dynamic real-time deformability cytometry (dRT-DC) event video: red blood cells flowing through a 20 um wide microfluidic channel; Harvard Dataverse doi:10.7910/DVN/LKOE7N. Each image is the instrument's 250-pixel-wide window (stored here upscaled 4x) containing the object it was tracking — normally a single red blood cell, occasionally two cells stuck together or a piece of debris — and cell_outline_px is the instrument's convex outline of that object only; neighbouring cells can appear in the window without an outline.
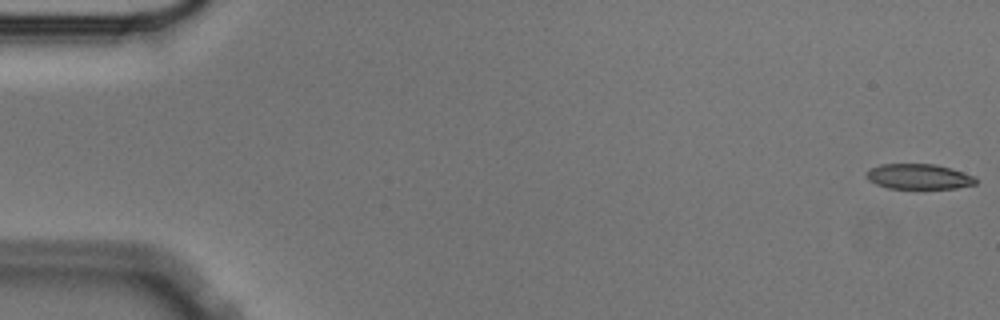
{"species": "Egyptian fruit bat (a non-hibernating species)", "species_latin": "Rousettus aegyptiacus", "temperature_condition": "cold", "stored_images_in_passage": 57, "camera_frame_rate_fps": 3000, "um_per_image_px": 0.085, "animal": {"sex": "male"}, "frame": {"image": 1, "passage_image": 1, "time_ms": 0.0, "image_size_px": [1000, 320], "cell_outline_px": [[976, 184], [956, 188], [888, 188], [876, 184], [868, 180], [864, 176], [872, 168], [880, 164], [936, 164], [952, 168], [976, 176]], "centroid_in_image_um": [78.12, 15.0], "position_along_channel_um": 6.9, "area_um2": 16.13}}
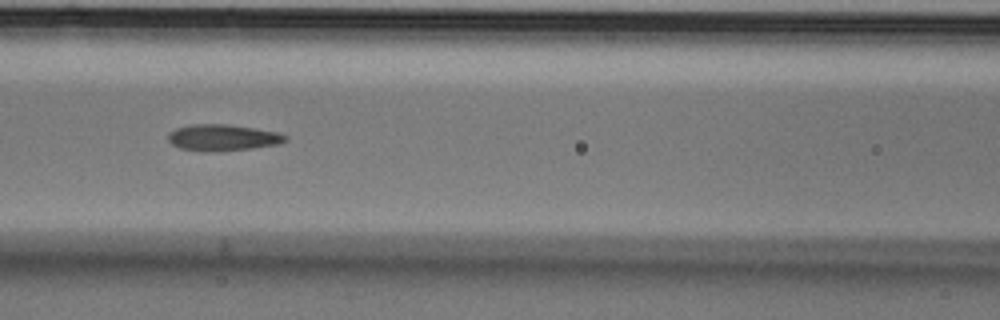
{"frame": {"image": 2, "passage_image": 25, "time_ms": 8.0, "image_size_px": [1000, 320], "cell_outline_px": [[288, 140], [276, 144], [252, 148], [220, 152], [200, 152], [180, 148], [172, 144], [168, 140], [168, 132], [176, 128], [192, 124], [228, 124], [256, 128], [276, 132], [288, 136]], "centroid_in_image_um": [18.9, 11.7], "position_along_channel_um": 147.7, "area_um2": 18.26}}
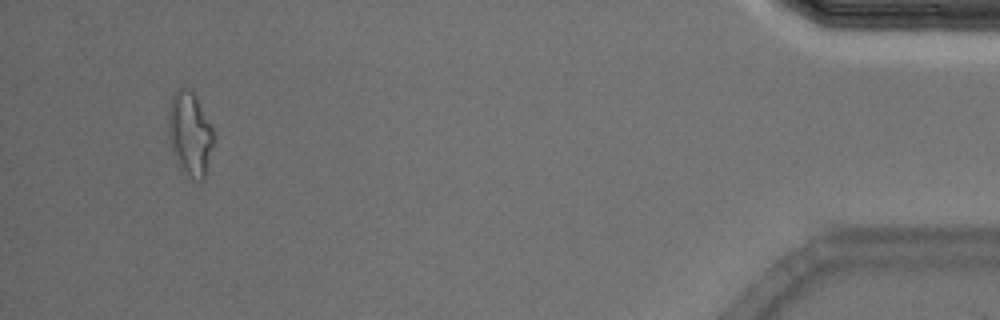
{"frame": {"image": 3, "passage_image": 54, "time_ms": 17.667, "image_size_px": [1000, 320], "cell_outline_px": [[216, 140], [208, 172], [204, 180], [192, 180], [180, 172], [172, 152], [168, 136], [168, 112], [172, 92], [180, 88], [192, 88], [216, 136]], "centroid_in_image_um": [16.16, 11.44], "position_along_channel_um": 419.0, "area_um2": 23.29}, "authors_computed_cell_mechanics": {"area_um2": 17.7446, "velocity_mm_per_s": 3.5447, "shape_relaxation_time_tau1_ms": 9.3756, "shape_relaxation_time_tau2_ms": 3.5413, "deformation_change_tau1": 0.2099, "deformation_change_tau2": 0.1114}}